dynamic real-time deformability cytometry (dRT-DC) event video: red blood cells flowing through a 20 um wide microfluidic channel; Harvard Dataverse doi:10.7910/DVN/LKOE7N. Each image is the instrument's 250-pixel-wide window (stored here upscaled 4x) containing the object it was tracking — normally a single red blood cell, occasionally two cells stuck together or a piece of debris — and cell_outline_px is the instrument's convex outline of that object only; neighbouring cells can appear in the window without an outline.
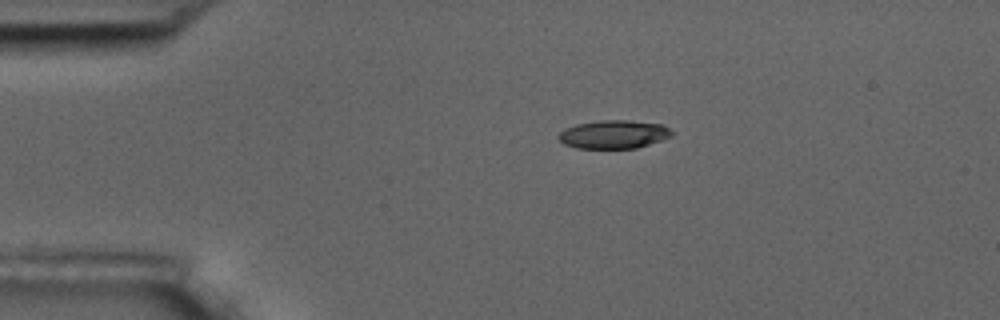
{"species": "common noctule bat (a hibernating species)", "species_latin": "Nyctalus noctula", "temperature_condition": "room temperature", "stored_images_in_passage": 4, "camera_frame_rate_fps": 3000, "um_per_image_px": 0.085, "animal": {"sex": "male", "body_mass_g": 17.5, "forearm_length_mm": 52.3}, "frame": {"image": 1, "passage_image": 1, "time_ms": 0.0, "image_size_px": [1000, 320], "cell_outline_px": [[676, 132], [672, 136], [636, 148], [576, 148], [564, 144], [556, 136], [564, 128], [576, 124], [600, 120], [628, 120], [664, 124]], "centroid_in_image_um": [52.18, 11.41], "position_along_channel_um": 32.8, "area_um2": 18.9}}
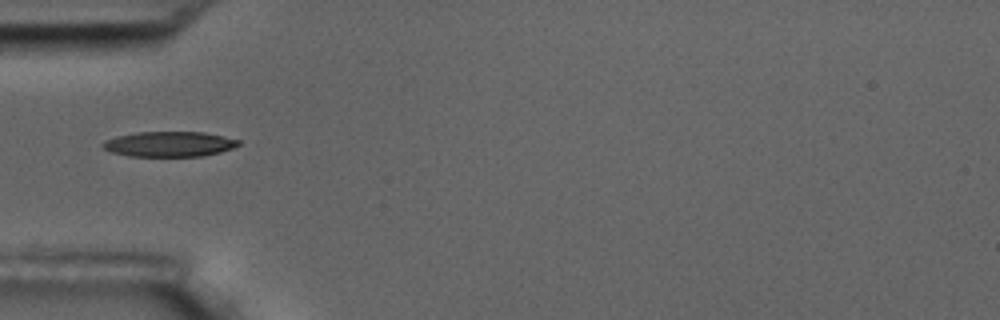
{"frame": {"image": 2, "passage_image": 3, "time_ms": 2.333, "image_size_px": [1000, 320], "cell_outline_px": [[240, 144], [232, 148], [220, 152], [204, 156], [128, 156], [112, 152], [104, 148], [100, 144], [104, 140], [116, 136], [136, 132], [204, 132], [224, 136], [240, 140]], "centroid_in_image_um": [14.38, 12.24], "position_along_channel_um": 70.6, "area_um2": 20.0}}